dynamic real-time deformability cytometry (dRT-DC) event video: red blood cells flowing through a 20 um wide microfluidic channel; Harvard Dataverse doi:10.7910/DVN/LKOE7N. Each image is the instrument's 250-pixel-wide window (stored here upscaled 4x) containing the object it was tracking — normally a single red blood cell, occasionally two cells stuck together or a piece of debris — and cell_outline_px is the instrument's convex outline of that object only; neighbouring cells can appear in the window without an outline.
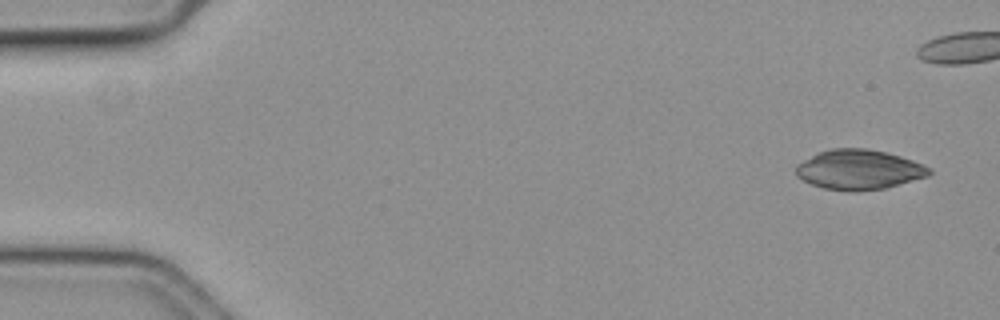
{"species": "common noctule bat (a hibernating species)", "species_latin": "Nyctalus noctula", "temperature_condition": "cold", "stored_images_in_passage": 45, "camera_frame_rate_fps": 3000, "um_per_image_px": 0.085, "animal": {"sex": "female", "body_mass_g": 19.3, "forearm_length_mm": 54.1}, "frame": {"image": 1, "passage_image": 1, "time_ms": 0.0, "image_size_px": [1000, 320], "cell_outline_px": [[932, 172], [928, 176], [884, 188], [824, 188], [812, 184], [796, 176], [796, 164], [820, 152], [832, 148], [868, 148], [900, 156], [912, 160], [928, 168]], "centroid_in_image_um": [73.0, 14.37], "position_along_channel_um": 12.0, "area_um2": 29.71}}